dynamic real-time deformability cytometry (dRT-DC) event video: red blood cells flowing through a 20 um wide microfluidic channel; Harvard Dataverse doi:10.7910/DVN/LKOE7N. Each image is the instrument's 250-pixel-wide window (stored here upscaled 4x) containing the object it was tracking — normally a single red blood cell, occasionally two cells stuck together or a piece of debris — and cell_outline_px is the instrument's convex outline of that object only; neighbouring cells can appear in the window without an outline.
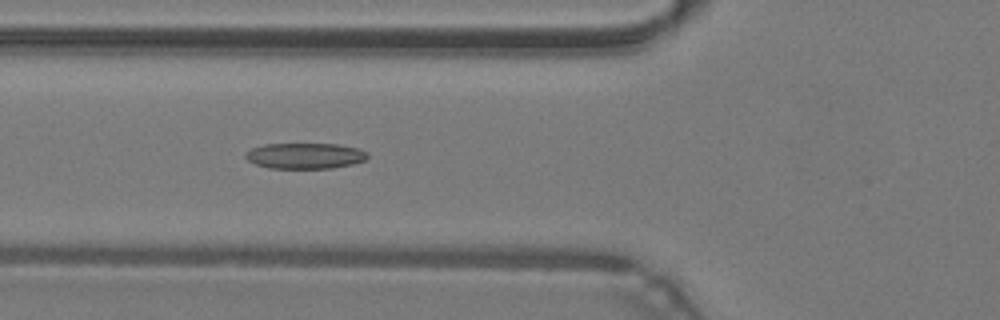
{"species": "common noctule bat (a hibernating species)", "species_latin": "Nyctalus noctula", "temperature_condition": "warm", "stored_images_in_passage": 36, "camera_frame_rate_fps": 3000, "um_per_image_px": 0.085, "animal": {"sex": "male", "body_mass_g": 19.2, "forearm_length_mm": 51.8}, "frame": {"image": 1, "passage_image": 6, "time_ms": 1.667, "image_size_px": [1000, 320], "cell_outline_px": [[368, 156], [364, 160], [352, 164], [332, 168], [268, 168], [256, 164], [248, 160], [244, 156], [244, 152], [252, 148], [264, 144], [336, 144], [360, 148], [368, 152]], "centroid_in_image_um": [25.92, 13.24], "position_along_channel_um": 99.9, "area_um2": 18.38}}
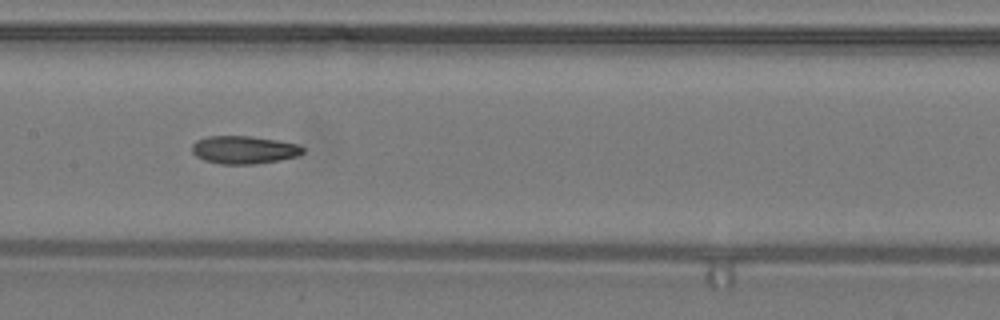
{"frame": {"image": 2, "passage_image": 12, "time_ms": 3.667, "image_size_px": [1000, 320], "cell_outline_px": [[304, 152], [296, 156], [280, 160], [256, 164], [220, 164], [204, 160], [196, 156], [192, 152], [192, 144], [196, 140], [208, 136], [248, 136], [276, 140], [296, 144], [304, 148]], "centroid_in_image_um": [20.7, 12.74], "position_along_channel_um": 186.7, "area_um2": 17.98}}
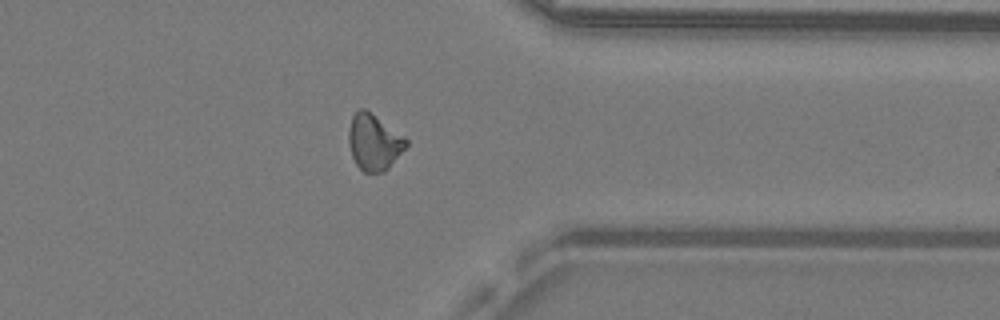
{"frame": {"image": 3, "passage_image": 26, "time_ms": 8.333, "image_size_px": [1000, 320], "cell_outline_px": [[408, 144], [388, 168], [384, 172], [364, 172], [356, 164], [352, 156], [348, 140], [348, 132], [352, 116], [360, 108], [364, 108], [404, 136], [408, 140]], "centroid_in_image_um": [31.78, 12.09], "position_along_channel_um": 379.6, "area_um2": 18.5}, "authors_computed_cell_mechanics": {"area_um2": 18.207, "velocity_mm_per_s": 4.3086, "shape_relaxation_time_tau1_ms": 8.7476, "shape_relaxation_time_tau2_ms": 5.5127, "deformation_change_tau1": 0.2043, "deformation_change_tau2": 0.1324}}